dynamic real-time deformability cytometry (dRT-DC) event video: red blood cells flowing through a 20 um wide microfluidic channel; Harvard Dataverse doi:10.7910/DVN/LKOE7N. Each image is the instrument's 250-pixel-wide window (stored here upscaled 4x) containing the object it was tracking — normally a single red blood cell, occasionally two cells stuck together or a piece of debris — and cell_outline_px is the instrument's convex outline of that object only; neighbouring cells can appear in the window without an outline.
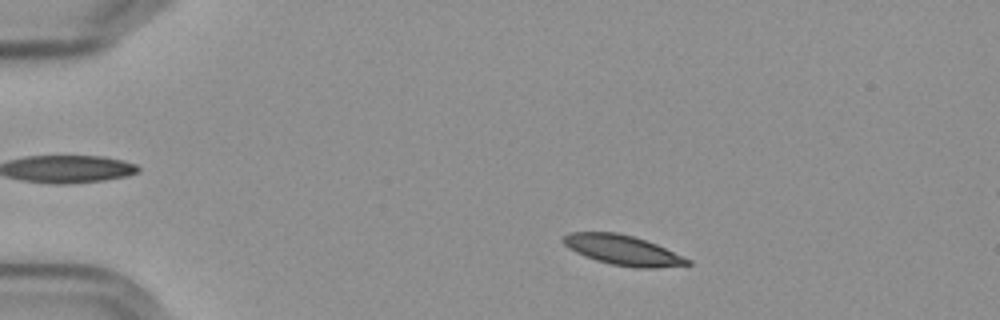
{"species": "Egyptian fruit bat (a non-hibernating species)", "species_latin": "Rousettus aegyptiacus", "temperature_condition": "cold", "stored_images_in_passage": 53, "camera_frame_rate_fps": 3000, "um_per_image_px": 0.085, "frame": {"image": 1, "passage_image": 7, "time_ms": 2.0, "image_size_px": [1000, 320], "cell_outline_px": [[692, 264], [656, 268], [636, 268], [612, 264], [596, 260], [584, 256], [568, 248], [560, 240], [564, 236], [572, 232], [616, 232], [632, 236], [656, 244], [692, 260]], "centroid_in_image_um": [52.93, 21.27], "position_along_channel_um": 32.1, "area_um2": 21.56}}
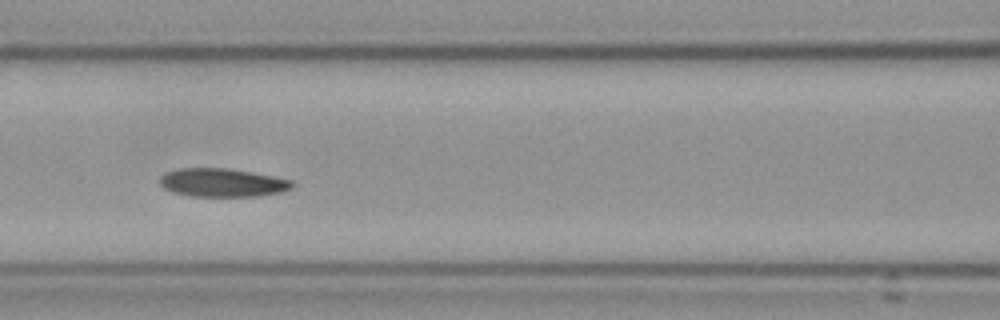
{"frame": {"image": 2, "passage_image": 22, "time_ms": 7.0, "image_size_px": [1000, 320], "cell_outline_px": [[292, 188], [280, 192], [260, 196], [188, 196], [172, 192], [164, 188], [160, 184], [160, 176], [168, 172], [180, 168], [228, 168], [252, 172], [292, 180]], "centroid_in_image_um": [18.88, 15.52], "position_along_channel_um": 147.7, "area_um2": 21.85}}
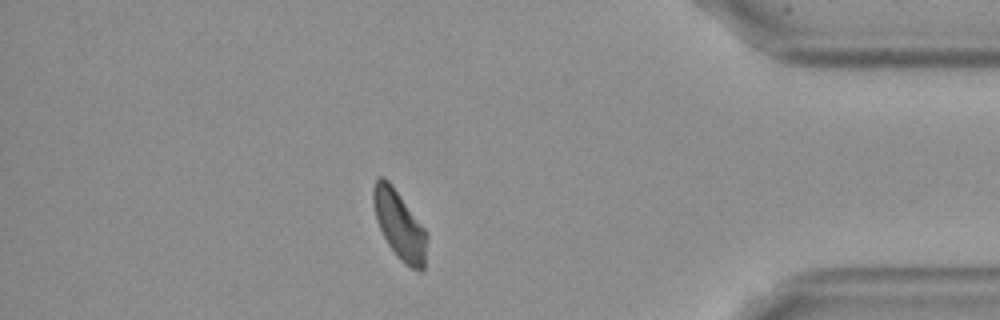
{"frame": {"image": 3, "passage_image": 46, "time_ms": 15.0, "image_size_px": [1000, 320], "cell_outline_px": [[428, 236], [424, 268], [420, 272], [412, 268], [388, 244], [376, 220], [372, 200], [372, 188], [376, 180], [380, 176], [384, 176], [392, 184], [428, 232]], "centroid_in_image_um": [33.96, 19.06], "position_along_channel_um": 401.2, "area_um2": 21.21}, "authors_computed_cell_mechanics": {"area_um2": 21.964, "velocity_mm_per_s": 3.5677, "shape_relaxation_time_tau1_ms": 7.8162, "shape_relaxation_time_tau2_ms": null, "deformation_change_tau1": 0.1406, "deformation_change_tau2": null}}